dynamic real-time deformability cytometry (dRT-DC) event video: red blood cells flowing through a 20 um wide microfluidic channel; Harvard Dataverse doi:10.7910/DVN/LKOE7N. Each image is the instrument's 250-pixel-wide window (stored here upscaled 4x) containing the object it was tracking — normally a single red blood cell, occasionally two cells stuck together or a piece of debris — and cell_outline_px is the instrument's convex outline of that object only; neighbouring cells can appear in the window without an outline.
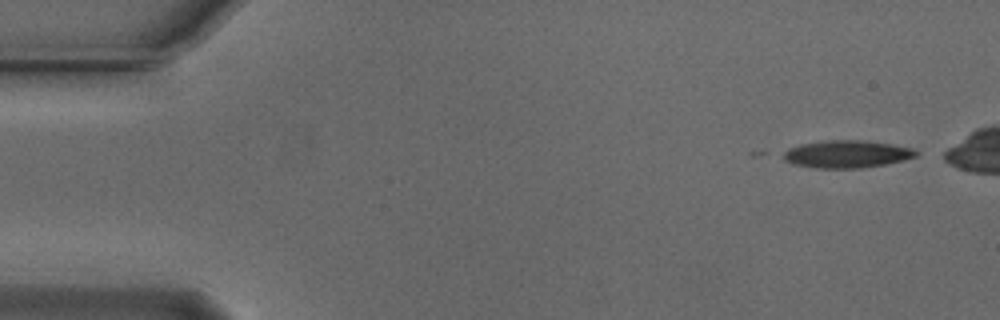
{"species": "Egyptian fruit bat (a non-hibernating species)", "species_latin": "Rousettus aegyptiacus", "temperature_condition": "cold", "stored_images_in_passage": 8, "camera_frame_rate_fps": 3000, "um_per_image_px": 0.085, "animal": {"sex": "male"}, "frame": {"image": 1, "passage_image": 2, "time_ms": 0.333, "image_size_px": [1000, 320], "cell_outline_px": [[920, 152], [916, 156], [904, 160], [884, 164], [860, 168], [816, 168], [792, 164], [784, 160], [780, 152], [788, 148], [800, 144], [824, 140], [860, 140], [888, 144], [912, 148]], "centroid_in_image_um": [71.91, 13.1], "position_along_channel_um": 13.1, "area_um2": 21.33}}